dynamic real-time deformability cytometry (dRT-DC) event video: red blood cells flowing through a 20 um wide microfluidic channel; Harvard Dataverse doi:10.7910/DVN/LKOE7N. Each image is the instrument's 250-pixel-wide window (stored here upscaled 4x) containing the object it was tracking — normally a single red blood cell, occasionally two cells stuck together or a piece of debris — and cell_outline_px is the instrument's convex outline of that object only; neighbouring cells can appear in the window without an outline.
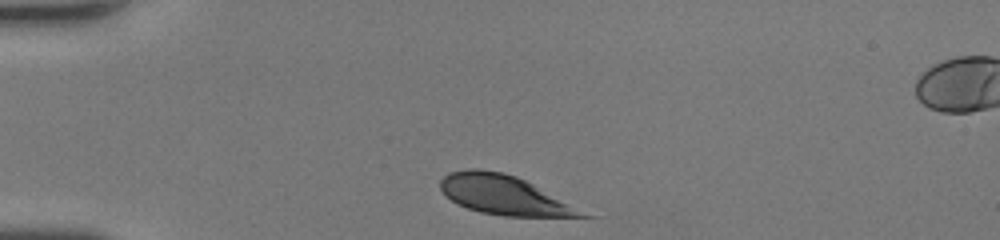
{"species": "human", "species_latin": "Homo sapiens", "temperature_condition": "room temperature", "stored_images_in_passage": 29, "camera_frame_rate_fps": 3000, "um_per_image_px": 0.085, "donor": {"sex": "female"}, "frame": {"image": 1, "passage_image": 1, "time_ms": 0.0, "image_size_px": [1000, 240], "cell_outline_px": [[596, 216], [504, 216], [480, 212], [456, 204], [440, 188], [440, 180], [448, 172], [468, 168], [476, 168], [504, 172], [516, 176]], "centroid_in_image_um": [42.83, 16.56], "position_along_channel_um": 42.2, "area_um2": 32.19}}
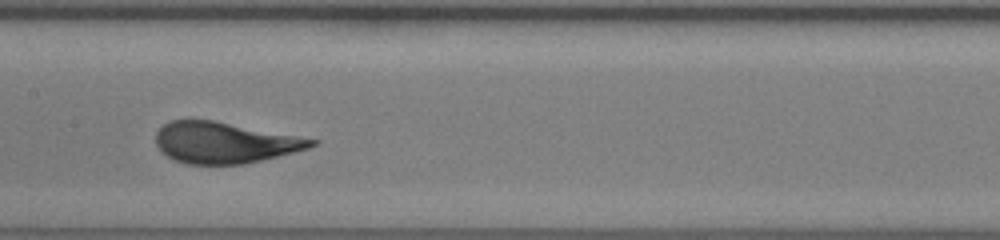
{"frame": {"image": 2, "passage_image": 14, "time_ms": 4.333, "image_size_px": [1000, 240], "cell_outline_px": [[320, 140], [316, 144], [308, 148], [244, 164], [188, 164], [176, 160], [168, 156], [156, 144], [156, 132], [164, 124], [172, 120], [212, 120]], "centroid_in_image_um": [19.08, 12.12], "position_along_channel_um": 188.3, "area_um2": 36.65}}
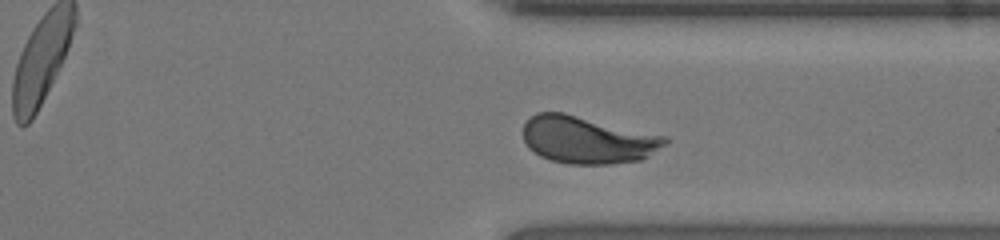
{"frame": {"image": 3, "passage_image": 26, "time_ms": 8.333, "image_size_px": [1000, 240], "cell_outline_px": [[668, 144], [648, 156], [640, 160], [612, 164], [568, 164], [552, 160], [540, 156], [528, 148], [524, 140], [524, 124], [536, 112], [564, 112], [668, 136]], "centroid_in_image_um": [49.97, 11.88], "position_along_channel_um": 361.4, "area_um2": 39.42}, "authors_computed_cell_mechanics": {"area_um2": 37.7434, "velocity_mm_per_s": 4.3276, "shape_relaxation_time_tau1_ms": 3.0235, "shape_relaxation_time_tau2_ms": null, "deformation_change_tau1": 0.138, "deformation_change_tau2": null}}